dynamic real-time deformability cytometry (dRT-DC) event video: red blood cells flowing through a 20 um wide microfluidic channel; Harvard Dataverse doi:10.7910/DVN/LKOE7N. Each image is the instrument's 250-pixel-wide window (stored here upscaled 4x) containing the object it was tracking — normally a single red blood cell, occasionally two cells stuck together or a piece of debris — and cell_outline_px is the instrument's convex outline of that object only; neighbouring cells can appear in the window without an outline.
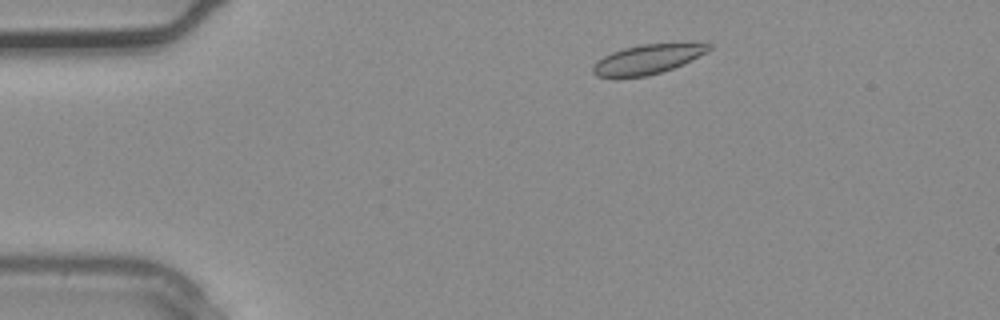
{"species": "common noctule bat (a hibernating species)", "species_latin": "Nyctalus noctula", "temperature_condition": "warm", "stored_images_in_passage": 2, "camera_frame_rate_fps": 3000, "um_per_image_px": 0.085, "animal": {"sex": "male", "body_mass_g": 20.4}, "frame": {"image": 1, "passage_image": 1, "time_ms": 0.0, "image_size_px": [1000, 320], "cell_outline_px": [[712, 48], [708, 52], [684, 64], [648, 76], [596, 76], [592, 72], [592, 64], [596, 60], [612, 52], [624, 48], [640, 44], [708, 40], [712, 44]], "centroid_in_image_um": [55.19, 4.96], "position_along_channel_um": 29.8, "area_um2": 20.63}}